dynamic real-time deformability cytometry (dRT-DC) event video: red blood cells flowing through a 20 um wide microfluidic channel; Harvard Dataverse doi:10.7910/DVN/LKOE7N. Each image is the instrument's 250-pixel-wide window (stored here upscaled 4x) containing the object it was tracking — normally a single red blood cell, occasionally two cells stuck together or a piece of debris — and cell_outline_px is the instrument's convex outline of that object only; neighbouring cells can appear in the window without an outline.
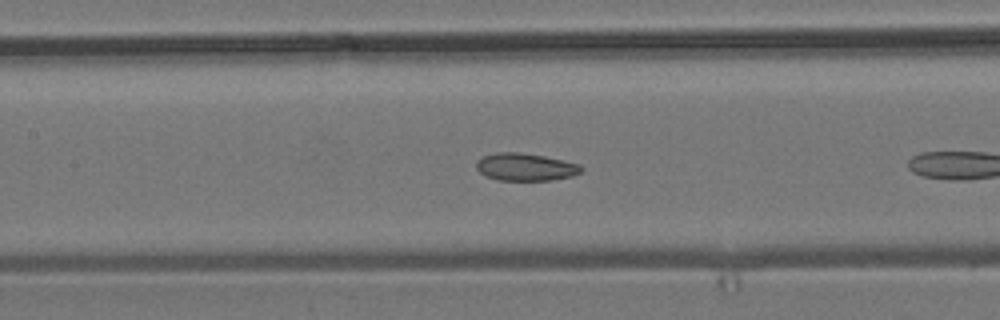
{"species": "common noctule bat (a hibernating species)", "species_latin": "Nyctalus noctula", "temperature_condition": "room temperature", "stored_images_in_passage": 14, "camera_frame_rate_fps": 3000, "um_per_image_px": 0.085, "animal": {"sex": "male", "body_mass_g": 19.2, "forearm_length_mm": 51.8}, "frame": {"image": 1, "passage_image": 10, "time_ms": 3.0, "image_size_px": [1000, 320], "cell_outline_px": [[584, 168], [580, 172], [572, 176], [552, 180], [496, 180], [480, 172], [476, 168], [476, 160], [484, 156], [496, 152], [520, 152], [544, 156], [580, 164]], "centroid_in_image_um": [44.66, 14.19], "position_along_channel_um": 162.7, "area_um2": 16.82}}